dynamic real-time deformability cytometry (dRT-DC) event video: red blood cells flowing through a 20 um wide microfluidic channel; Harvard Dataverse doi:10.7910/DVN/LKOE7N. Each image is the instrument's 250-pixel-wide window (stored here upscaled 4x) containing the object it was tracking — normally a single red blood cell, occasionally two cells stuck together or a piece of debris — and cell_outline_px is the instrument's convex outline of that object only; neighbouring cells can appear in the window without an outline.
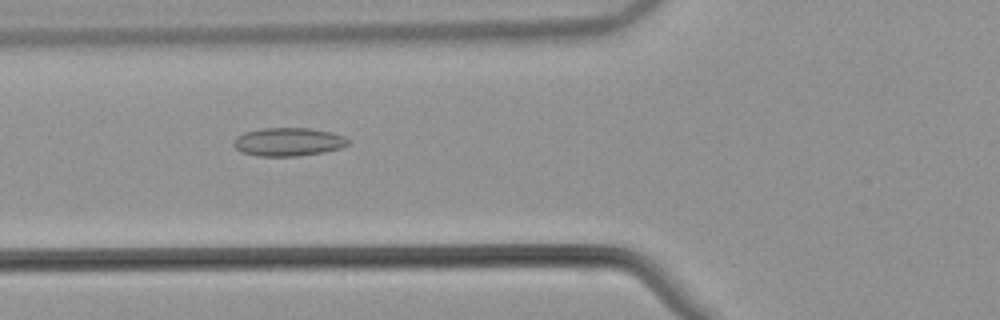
{"species": "common noctule bat (a hibernating species)", "species_latin": "Nyctalus noctula", "temperature_condition": "warm", "stored_images_in_passage": 54, "camera_frame_rate_fps": 3000, "um_per_image_px": 0.085, "animal": {"sex": "male", "body_mass_g": 21.5, "forearm_length_mm": 52.0}, "frame": {"image": 1, "passage_image": 21, "time_ms": 6.667, "image_size_px": [1000, 320], "cell_outline_px": [[348, 144], [340, 148], [324, 152], [296, 156], [256, 156], [244, 152], [236, 148], [232, 144], [232, 140], [236, 136], [244, 132], [264, 128], [308, 128], [332, 132], [344, 136], [348, 140]], "centroid_in_image_um": [24.48, 12.05], "position_along_channel_um": 101.3, "area_um2": 18.9}}
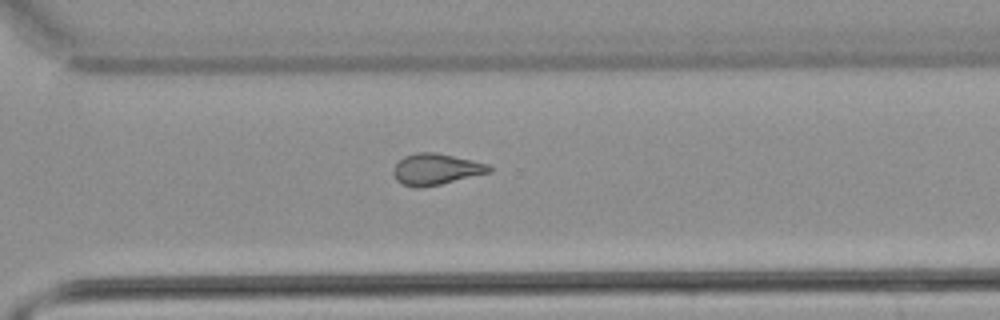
{"frame": {"image": 2, "passage_image": 39, "time_ms": 12.667, "image_size_px": [1000, 320], "cell_outline_px": [[492, 172], [440, 184], [420, 188], [412, 188], [400, 184], [396, 180], [392, 172], [392, 168], [404, 156], [416, 152], [436, 152], [472, 160], [488, 164], [492, 168]], "centroid_in_image_um": [37.02, 14.39], "position_along_channel_um": 333.6, "area_um2": 17.63}}
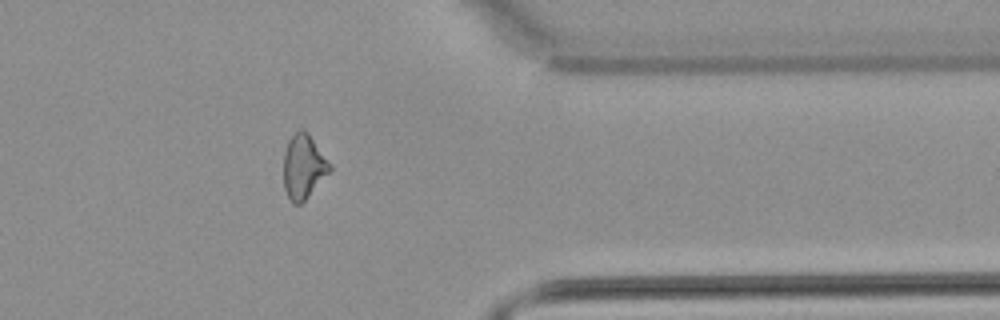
{"frame": {"image": 3, "passage_image": 44, "time_ms": 14.333, "image_size_px": [1000, 320], "cell_outline_px": [[332, 172], [300, 204], [292, 204], [284, 188], [284, 152], [288, 140], [300, 128], [304, 128], [308, 132], [332, 164]], "centroid_in_image_um": [25.83, 14.15], "position_along_channel_um": 385.6, "area_um2": 17.63}, "authors_computed_cell_mechanics": {"area_um2": 17.918, "velocity_mm_per_s": 3.8685, "shape_relaxation_time_tau1_ms": null, "shape_relaxation_time_tau2_ms": 2.9022, "deformation_change_tau1": null, "deformation_change_tau2": 0.1152}}